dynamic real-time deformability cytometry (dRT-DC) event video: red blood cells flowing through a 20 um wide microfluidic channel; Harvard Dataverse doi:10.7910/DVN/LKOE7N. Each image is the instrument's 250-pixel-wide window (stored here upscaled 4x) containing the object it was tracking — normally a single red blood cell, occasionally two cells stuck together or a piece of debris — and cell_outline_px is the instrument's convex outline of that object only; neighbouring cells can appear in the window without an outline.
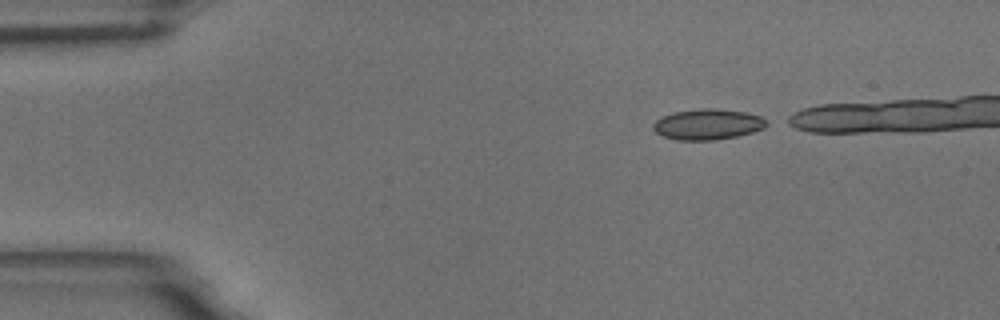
{"species": "common noctule bat (a hibernating species)", "species_latin": "Nyctalus noctula", "temperature_condition": "room temperature", "stored_images_in_passage": 34, "camera_frame_rate_fps": 3000, "um_per_image_px": 0.085, "animal": {"sex": "male", "body_mass_g": 18.8}, "frame": {"image": 1, "passage_image": 1, "time_ms": 0.0, "image_size_px": [1000, 320], "cell_outline_px": [[772, 124], [764, 128], [752, 132], [736, 136], [716, 140], [676, 140], [664, 136], [656, 132], [652, 128], [652, 124], [656, 120], [672, 112], [700, 108], [712, 108], [744, 112], [760, 116]], "centroid_in_image_um": [60.17, 10.57], "position_along_channel_um": 24.8, "area_um2": 20.35}}
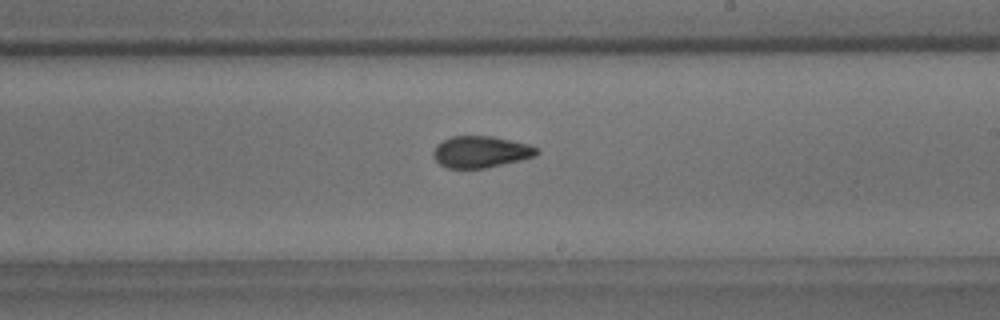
{"frame": {"image": 2, "passage_image": 25, "time_ms": 8.0, "image_size_px": [1000, 320], "cell_outline_px": [[540, 152], [536, 156], [520, 160], [484, 168], [448, 168], [440, 164], [432, 156], [432, 152], [436, 144], [452, 136], [492, 136], [528, 144], [536, 148]], "centroid_in_image_um": [40.84, 12.9], "position_along_channel_um": 248.2, "area_um2": 18.96}}
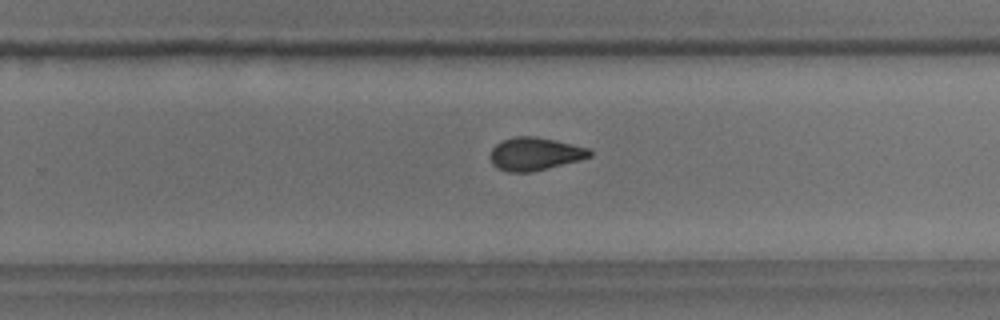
{"frame": {"image": 3, "passage_image": 28, "time_ms": 9.0, "image_size_px": [1000, 320], "cell_outline_px": [[592, 156], [580, 160], [532, 172], [508, 172], [496, 168], [492, 164], [488, 156], [492, 148], [496, 144], [504, 140], [516, 136], [536, 136], [556, 140], [588, 148], [592, 152]], "centroid_in_image_um": [45.44, 13.09], "position_along_channel_um": 284.4, "area_um2": 19.25}}